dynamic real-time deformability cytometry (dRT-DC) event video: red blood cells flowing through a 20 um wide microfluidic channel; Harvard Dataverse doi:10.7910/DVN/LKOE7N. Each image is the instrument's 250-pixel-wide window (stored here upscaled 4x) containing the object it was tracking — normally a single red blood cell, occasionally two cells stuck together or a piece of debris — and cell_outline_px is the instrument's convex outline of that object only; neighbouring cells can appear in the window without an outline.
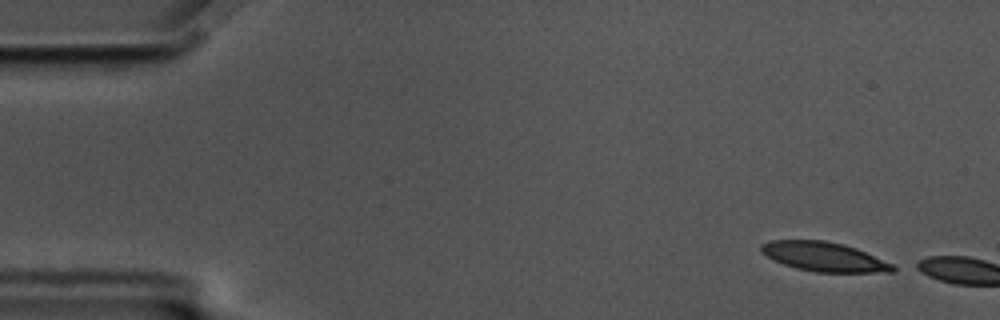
{"species": "common noctule bat (a hibernating species)", "species_latin": "Nyctalus noctula", "temperature_condition": "cold", "stored_images_in_passage": 3, "camera_frame_rate_fps": 3000, "um_per_image_px": 0.085, "animal": {"sex": "male", "body_mass_g": 17.5, "forearm_length_mm": 52.3}, "frame": {"image": 1, "passage_image": 1, "time_ms": 0.0, "image_size_px": [1000, 320], "cell_outline_px": [[900, 268], [892, 272], [816, 272], [796, 268], [784, 264], [760, 252], [760, 244], [772, 240], [824, 240], [844, 244], [856, 248], [892, 264]], "centroid_in_image_um": [70.06, 21.82], "position_along_channel_um": 14.9, "area_um2": 22.37}}